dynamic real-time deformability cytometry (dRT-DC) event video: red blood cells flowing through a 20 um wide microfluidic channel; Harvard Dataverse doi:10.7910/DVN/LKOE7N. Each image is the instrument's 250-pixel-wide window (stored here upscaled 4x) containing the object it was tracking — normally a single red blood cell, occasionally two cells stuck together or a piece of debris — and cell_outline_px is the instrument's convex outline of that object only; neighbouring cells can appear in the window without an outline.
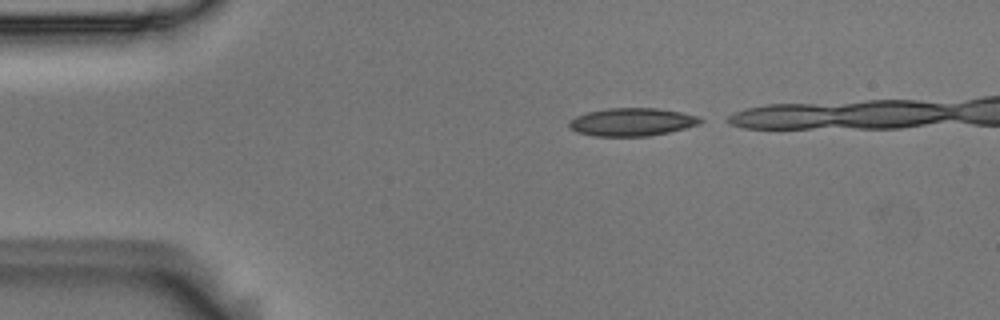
{"species": "Egyptian fruit bat (a non-hibernating species)", "species_latin": "Rousettus aegyptiacus", "temperature_condition": "room temperature", "stored_images_in_passage": 11, "camera_frame_rate_fps": 3000, "um_per_image_px": 0.085, "animal": {"sex": "male"}, "frame": {"image": 1, "passage_image": 1, "time_ms": 0.0, "image_size_px": [1000, 320], "cell_outline_px": [[708, 120], [700, 124], [668, 132], [648, 136], [592, 136], [576, 132], [568, 128], [568, 120], [576, 116], [588, 112], [608, 108], [656, 108], [680, 112], [700, 116]], "centroid_in_image_um": [53.72, 10.37], "position_along_channel_um": 31.3, "area_um2": 21.62}}
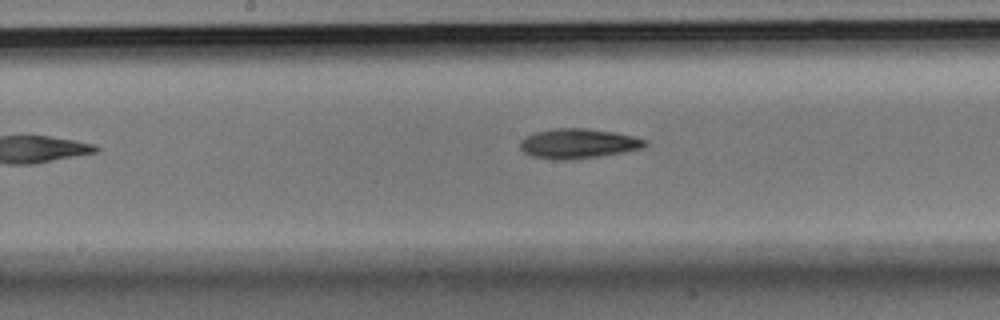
{"frame": {"image": 2, "passage_image": 7, "time_ms": 2.0, "image_size_px": [1000, 320], "cell_outline_px": [[648, 144], [644, 148], [624, 152], [600, 156], [564, 160], [560, 160], [532, 156], [524, 152], [520, 148], [520, 140], [536, 132], [556, 128], [588, 128], [616, 132], [636, 136], [648, 140]], "centroid_in_image_um": [49.22, 12.19], "position_along_channel_um": 199.0, "area_um2": 21.79}}
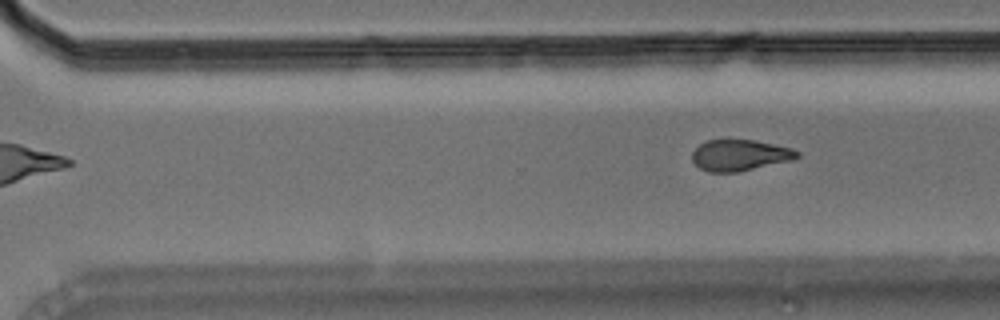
{"frame": {"image": 3, "passage_image": 11, "time_ms": 3.333, "image_size_px": [1000, 320], "cell_outline_px": [[800, 156], [792, 160], [740, 172], [708, 172], [700, 168], [692, 160], [692, 152], [700, 144], [708, 140], [752, 140], [792, 148], [800, 152]], "centroid_in_image_um": [62.9, 13.2], "position_along_channel_um": 307.7, "area_um2": 19.02}}